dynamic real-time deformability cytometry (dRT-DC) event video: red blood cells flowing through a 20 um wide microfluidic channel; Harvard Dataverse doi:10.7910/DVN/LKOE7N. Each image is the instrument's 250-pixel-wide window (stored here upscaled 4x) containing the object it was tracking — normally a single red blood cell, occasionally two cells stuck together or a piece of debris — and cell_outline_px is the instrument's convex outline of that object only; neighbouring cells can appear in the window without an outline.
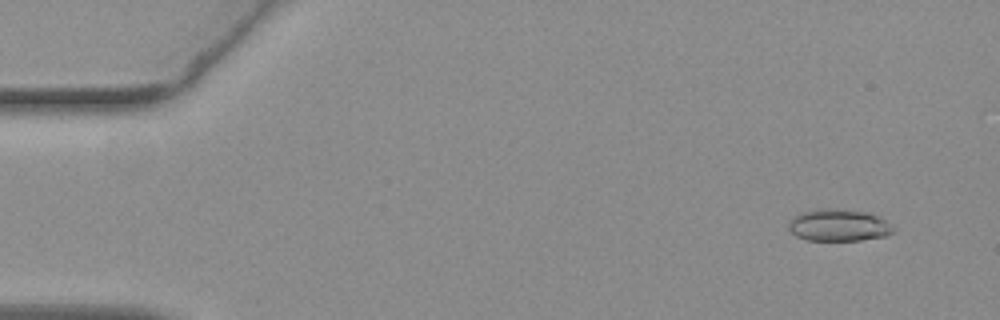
{"species": "common noctule bat (a hibernating species)", "species_latin": "Nyctalus noctula", "temperature_condition": "warm", "stored_images_in_passage": 17, "camera_frame_rate_fps": 3000, "um_per_image_px": 0.085, "animal": {"sex": "female", "body_mass_g": 19.3, "forearm_length_mm": 54.1}, "frame": {"image": 1, "passage_image": 3, "time_ms": 0.667, "image_size_px": [1000, 320], "cell_outline_px": [[896, 232], [884, 236], [860, 240], [808, 240], [796, 236], [788, 228], [788, 220], [800, 212], [816, 208], [836, 208], [868, 212], [880, 216], [892, 224], [896, 228]], "centroid_in_image_um": [71.31, 19.12], "position_along_channel_um": 13.7, "area_um2": 20.0}}
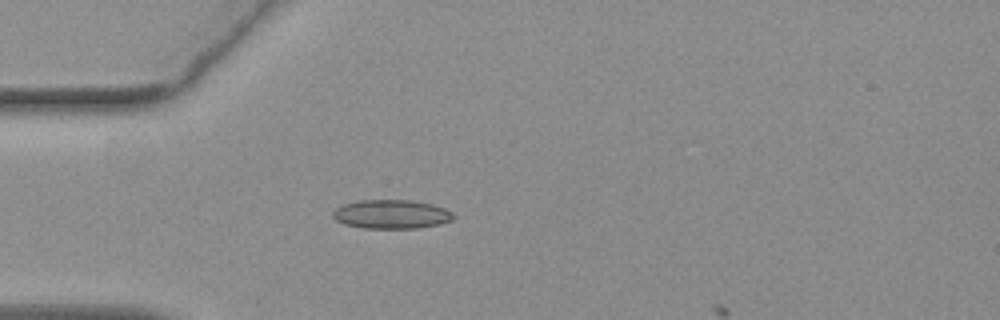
{"frame": {"image": 2, "passage_image": 15, "time_ms": 4.667, "image_size_px": [1000, 320], "cell_outline_px": [[456, 216], [452, 220], [440, 224], [416, 228], [364, 228], [344, 224], [336, 220], [332, 216], [332, 212], [336, 208], [344, 204], [360, 200], [408, 200], [432, 204], [444, 208], [452, 212]], "centroid_in_image_um": [33.27, 18.21], "position_along_channel_um": 51.7, "area_um2": 20.29}}